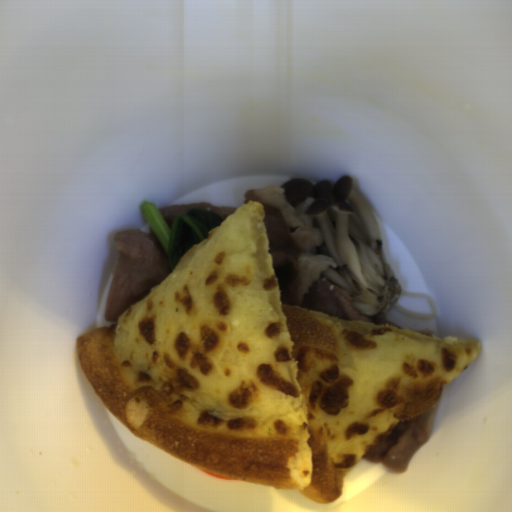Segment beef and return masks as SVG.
<instances>
[{"instance_id":"beef-1","label":"beef","mask_w":512,"mask_h":512,"mask_svg":"<svg viewBox=\"0 0 512 512\" xmlns=\"http://www.w3.org/2000/svg\"><path fill=\"white\" fill-rule=\"evenodd\" d=\"M315 200L308 197L293 207L281 186L252 188L243 195V205L254 201L264 208L263 223L273 267L290 263L291 276L278 287L281 303L346 321L402 329L399 324L390 322L386 314L366 318L353 309L349 294L321 276L323 271L338 265L330 256L316 254V249L323 244L322 233L306 215Z\"/></svg>"},{"instance_id":"beef-2","label":"beef","mask_w":512,"mask_h":512,"mask_svg":"<svg viewBox=\"0 0 512 512\" xmlns=\"http://www.w3.org/2000/svg\"><path fill=\"white\" fill-rule=\"evenodd\" d=\"M113 242L118 257L108 286L105 319L118 324L132 305L144 299L173 271L150 225L148 231L136 228L115 233Z\"/></svg>"},{"instance_id":"beef-3","label":"beef","mask_w":512,"mask_h":512,"mask_svg":"<svg viewBox=\"0 0 512 512\" xmlns=\"http://www.w3.org/2000/svg\"><path fill=\"white\" fill-rule=\"evenodd\" d=\"M437 403L407 421L396 424L393 431L383 437L363 458L378 463L393 474L406 472L413 453L430 437Z\"/></svg>"},{"instance_id":"beef-4","label":"beef","mask_w":512,"mask_h":512,"mask_svg":"<svg viewBox=\"0 0 512 512\" xmlns=\"http://www.w3.org/2000/svg\"><path fill=\"white\" fill-rule=\"evenodd\" d=\"M239 207H220L213 206L208 202H199L187 205H175V206H160L159 211L170 231L173 222L176 217H183L187 214L191 209H203L211 212H215L219 215L224 221L226 218L234 213Z\"/></svg>"},{"instance_id":"beef-5","label":"beef","mask_w":512,"mask_h":512,"mask_svg":"<svg viewBox=\"0 0 512 512\" xmlns=\"http://www.w3.org/2000/svg\"><path fill=\"white\" fill-rule=\"evenodd\" d=\"M417 333H421L423 335L429 336V337L434 338V339H439V337H438V335L436 334L435 331H428V330L424 329V330H419Z\"/></svg>"}]
</instances>
